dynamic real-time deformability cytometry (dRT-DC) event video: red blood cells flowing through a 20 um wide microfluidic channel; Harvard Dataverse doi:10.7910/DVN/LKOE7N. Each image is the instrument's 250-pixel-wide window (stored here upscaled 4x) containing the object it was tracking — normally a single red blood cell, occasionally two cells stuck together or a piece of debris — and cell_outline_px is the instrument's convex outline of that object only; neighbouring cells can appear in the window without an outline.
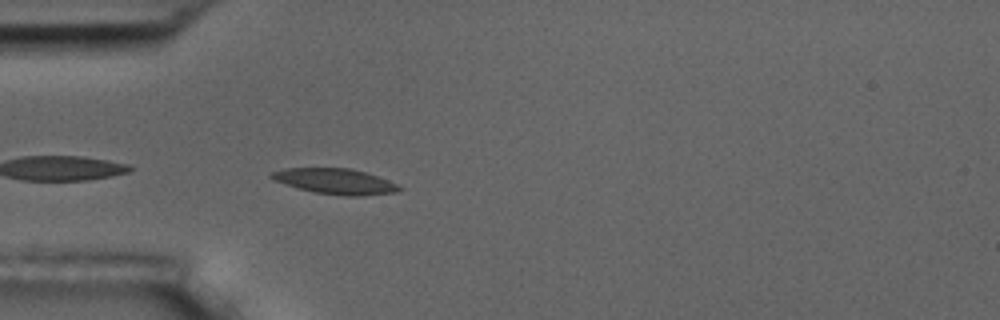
{"species": "common noctule bat (a hibernating species)", "species_latin": "Nyctalus noctula", "temperature_condition": "room temperature", "stored_images_in_passage": 5, "camera_frame_rate_fps": 3000, "um_per_image_px": 0.085, "animal": {"sex": "male", "body_mass_g": 17.5, "forearm_length_mm": 52.3}, "frame": {"image": 1, "passage_image": 5, "time_ms": 4.333, "image_size_px": [1000, 320], "cell_outline_px": [[404, 188], [396, 192], [360, 196], [348, 196], [316, 192], [300, 188], [272, 180], [268, 176], [268, 172], [284, 168], [352, 168], [376, 176], [396, 184]], "centroid_in_image_um": [28.44, 15.4], "position_along_channel_um": 56.6, "area_um2": 18.84}}